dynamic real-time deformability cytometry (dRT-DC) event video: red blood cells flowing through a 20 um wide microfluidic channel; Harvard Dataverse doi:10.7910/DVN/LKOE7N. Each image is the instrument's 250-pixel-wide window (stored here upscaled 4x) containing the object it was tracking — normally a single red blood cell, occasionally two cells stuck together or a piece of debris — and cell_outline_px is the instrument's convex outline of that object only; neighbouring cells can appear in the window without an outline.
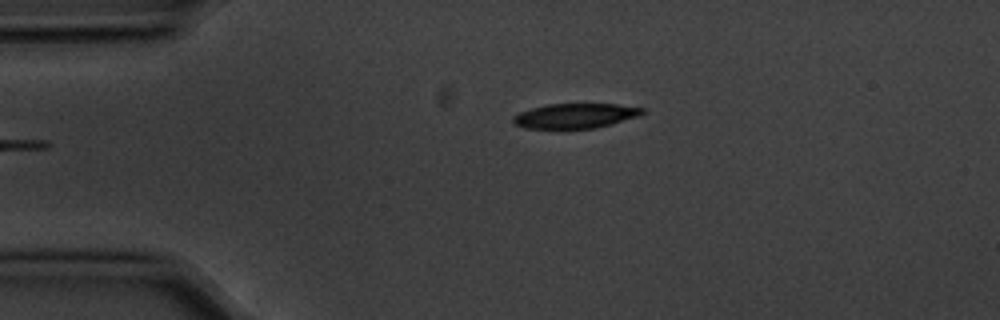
{"species": "common noctule bat (a hibernating species)", "species_latin": "Nyctalus noctula", "temperature_condition": "cold", "stored_images_in_passage": 2, "camera_frame_rate_fps": 3000, "um_per_image_px": 0.085, "animal": {"sex": "male", "body_mass_g": 20.1, "forearm_length_mm": 53.5}, "frame": {"image": 1, "passage_image": 2, "time_ms": 0.333, "image_size_px": [1000, 320], "cell_outline_px": [[644, 112], [636, 116], [612, 124], [596, 128], [524, 128], [512, 124], [512, 116], [520, 112], [532, 108], [548, 104], [616, 104], [644, 108]], "centroid_in_image_um": [48.84, 9.84], "position_along_channel_um": 36.2, "area_um2": 18.55}}